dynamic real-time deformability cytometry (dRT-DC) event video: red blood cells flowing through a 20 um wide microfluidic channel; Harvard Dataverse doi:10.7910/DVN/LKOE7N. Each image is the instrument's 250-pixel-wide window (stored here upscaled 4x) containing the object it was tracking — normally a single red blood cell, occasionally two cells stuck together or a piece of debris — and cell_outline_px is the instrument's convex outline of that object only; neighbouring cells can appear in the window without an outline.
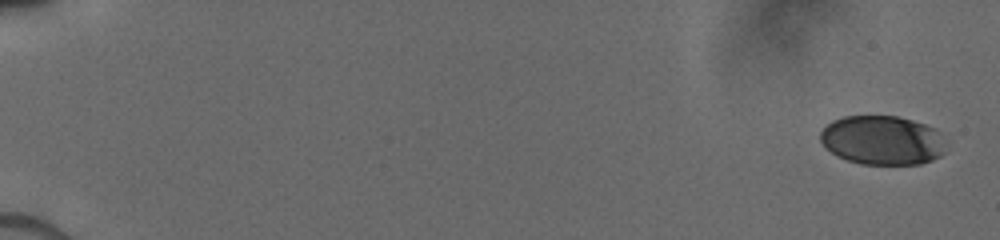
{"species": "human", "species_latin": "Homo sapiens", "temperature_condition": "cold", "stored_images_in_passage": 13, "segment_of_instrument_passage": [1, 2], "camera_frame_rate_fps": 3000, "um_per_image_px": 0.085, "donor": {"sex": "male"}, "frame": {"image": 1, "passage_image": 1, "time_ms": 0.0, "image_size_px": [1000, 240], "cell_outline_px": [[944, 152], [940, 156], [932, 160], [920, 164], [860, 164], [848, 160], [832, 152], [820, 140], [820, 132], [832, 120], [844, 116], [896, 116], [912, 120], [936, 128]], "centroid_in_image_um": [74.97, 11.91], "position_along_channel_um": 10.0, "area_um2": 35.49}}
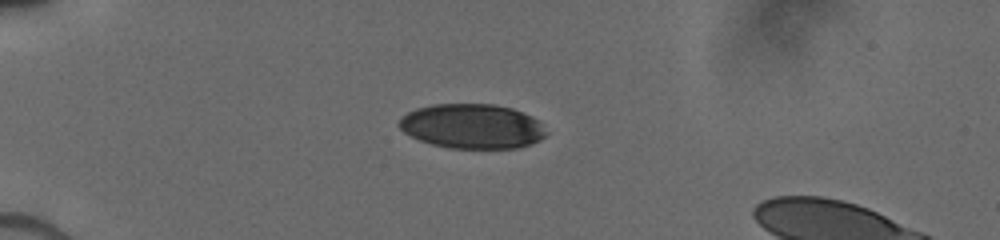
{"frame": {"image": 2, "passage_image": 10, "time_ms": 4.667, "image_size_px": [1000, 240], "cell_outline_px": [[544, 136], [540, 140], [520, 148], [448, 148], [432, 144], [420, 140], [404, 132], [400, 128], [400, 116], [416, 108], [432, 104], [496, 104], [512, 108], [532, 116], [540, 124], [544, 132]], "centroid_in_image_um": [40.11, 10.72], "position_along_channel_um": 44.9, "area_um2": 38.09}}